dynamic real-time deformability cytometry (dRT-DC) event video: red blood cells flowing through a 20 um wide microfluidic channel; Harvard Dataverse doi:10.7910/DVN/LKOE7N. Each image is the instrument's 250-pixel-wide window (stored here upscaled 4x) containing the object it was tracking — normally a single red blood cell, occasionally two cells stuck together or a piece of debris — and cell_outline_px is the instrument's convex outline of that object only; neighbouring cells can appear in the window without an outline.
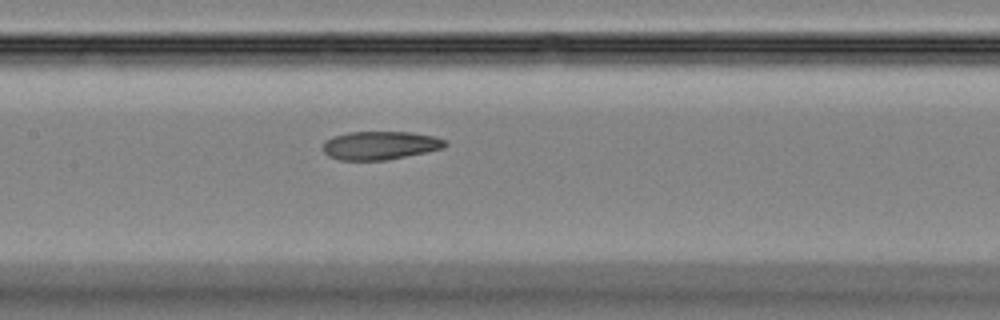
{"species": "Egyptian fruit bat (a non-hibernating species)", "species_latin": "Rousettus aegyptiacus", "temperature_condition": "room temperature", "stored_images_in_passage": 41, "camera_frame_rate_fps": 3000, "um_per_image_px": 0.085, "animal": {"sex": "female"}, "frame": {"image": 1, "passage_image": 18, "time_ms": 5.667, "image_size_px": [1000, 320], "cell_outline_px": [[448, 144], [444, 148], [388, 160], [340, 160], [328, 156], [320, 148], [324, 140], [332, 136], [348, 132], [412, 132], [432, 136], [444, 140]], "centroid_in_image_um": [32.25, 12.36], "position_along_channel_um": 175.2, "area_um2": 20.4}}
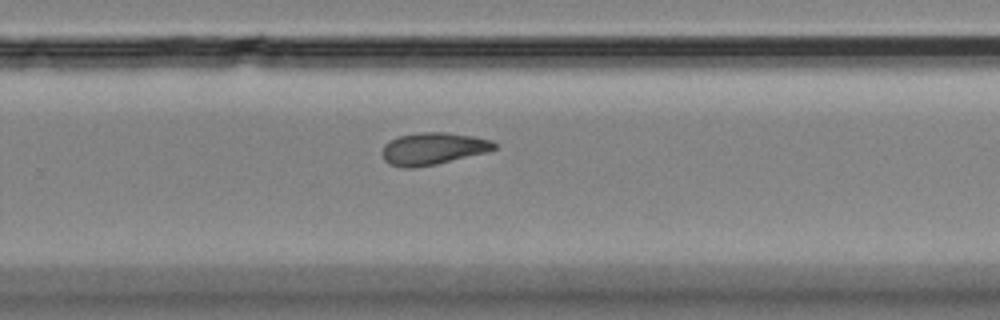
{"frame": {"image": 2, "passage_image": 26, "time_ms": 8.333, "image_size_px": [1000, 320], "cell_outline_px": [[496, 148], [488, 152], [436, 164], [416, 168], [400, 168], [388, 164], [384, 160], [380, 152], [384, 144], [388, 140], [400, 136], [420, 132], [444, 132], [472, 136], [492, 140], [496, 144]], "centroid_in_image_um": [36.75, 12.65], "position_along_channel_um": 293.0, "area_um2": 21.27}}
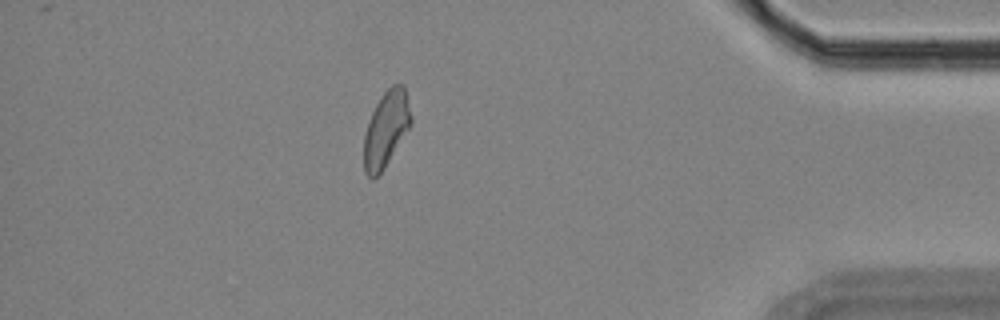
{"frame": {"image": 3, "passage_image": 36, "time_ms": 11.667, "image_size_px": [1000, 320], "cell_outline_px": [[412, 124], [384, 168], [372, 180], [364, 172], [364, 136], [368, 120], [380, 96], [392, 84], [404, 84], [412, 116]], "centroid_in_image_um": [32.82, 10.95], "position_along_channel_um": 402.4, "area_um2": 20.87}}